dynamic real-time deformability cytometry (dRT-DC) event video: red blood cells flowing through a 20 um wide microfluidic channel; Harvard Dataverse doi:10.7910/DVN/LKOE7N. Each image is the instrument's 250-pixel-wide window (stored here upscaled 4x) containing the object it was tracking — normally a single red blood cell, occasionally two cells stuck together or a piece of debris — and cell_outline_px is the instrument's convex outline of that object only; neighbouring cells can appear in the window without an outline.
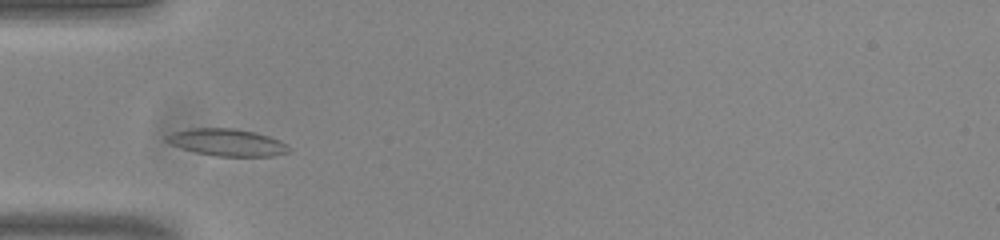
{"species": "common noctule bat (a hibernating species)", "species_latin": "Nyctalus noctula", "temperature_condition": "room temperature", "stored_images_in_passage": 36, "camera_frame_rate_fps": 3000, "um_per_image_px": 0.085, "animal": {"sex": "male", "body_mass_g": 20.0, "forearm_length_mm": 53.3}, "frame": {"image": 1, "passage_image": 7, "time_ms": 2.0, "image_size_px": [1000, 240], "cell_outline_px": [[292, 148], [288, 152], [272, 156], [216, 156], [196, 152], [172, 144], [164, 140], [164, 136], [172, 132], [192, 128], [236, 128], [256, 132], [280, 140], [288, 144]], "centroid_in_image_um": [19.33, 12.09], "position_along_channel_um": 65.7, "area_um2": 19.36}}
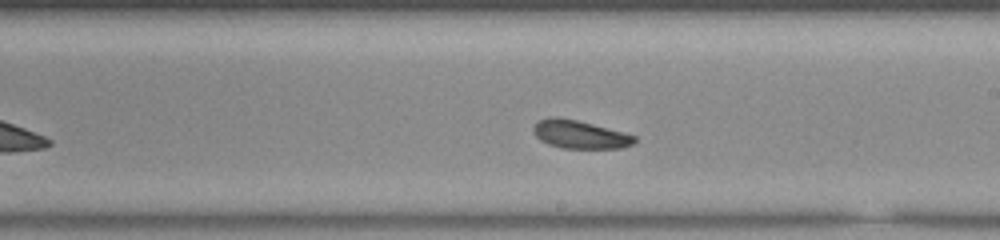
{"frame": {"image": 2, "passage_image": 21, "time_ms": 6.667, "image_size_px": [1000, 240], "cell_outline_px": [[636, 140], [632, 144], [620, 148], [560, 148], [548, 144], [540, 140], [532, 132], [532, 128], [540, 120], [552, 116], [556, 116], [576, 120], [592, 124], [636, 136]], "centroid_in_image_um": [49.24, 11.43], "position_along_channel_um": 239.8, "area_um2": 16.42}}
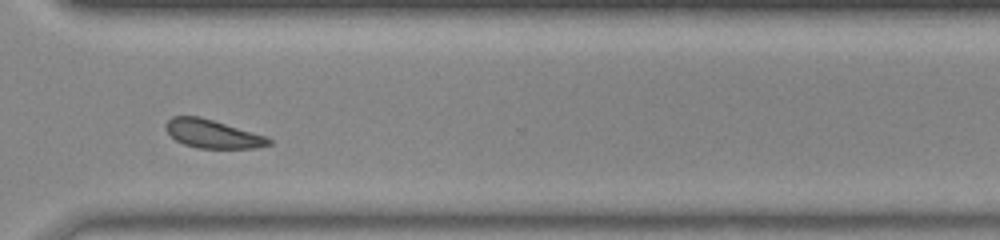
{"frame": {"image": 3, "passage_image": 30, "time_ms": 9.667, "image_size_px": [1000, 240], "cell_outline_px": [[272, 144], [256, 148], [200, 148], [184, 144], [176, 140], [164, 128], [164, 124], [172, 116], [200, 116], [268, 136], [272, 140]], "centroid_in_image_um": [18.1, 11.37], "position_along_channel_um": 352.5, "area_um2": 17.17}, "authors_computed_cell_mechanics": {"area_um2": 17.0221, "velocity_mm_per_s": 3.7605, "shape_relaxation_time_tau1_ms": null, "shape_relaxation_time_tau2_ms": 3.1495, "deformation_change_tau1": null, "deformation_change_tau2": 0.0947}}